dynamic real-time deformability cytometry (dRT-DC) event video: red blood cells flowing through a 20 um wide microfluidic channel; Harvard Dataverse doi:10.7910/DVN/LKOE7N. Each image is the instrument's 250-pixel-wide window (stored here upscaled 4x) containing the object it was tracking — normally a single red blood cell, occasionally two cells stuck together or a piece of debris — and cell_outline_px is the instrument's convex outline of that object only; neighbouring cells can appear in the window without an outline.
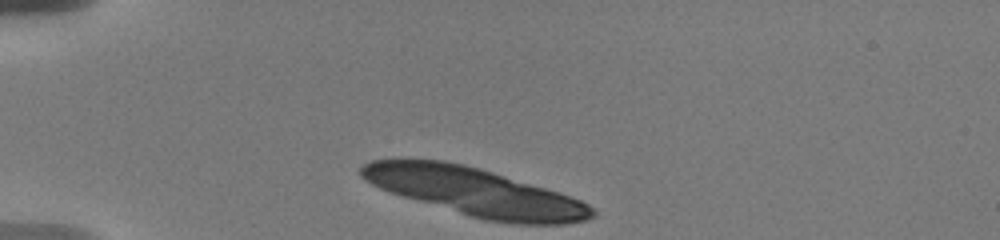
{"species": "human", "species_latin": "Homo sapiens", "temperature_condition": "warm", "stored_images_in_passage": 12, "camera_frame_rate_fps": 3000, "um_per_image_px": 0.085, "donor": {"sex": "male"}, "frame": {"image": 1, "passage_image": 1, "time_ms": 0.0, "image_size_px": [1000, 240], "cell_outline_px": [[596, 216], [588, 220], [568, 224], [512, 224], [484, 220], [388, 192], [364, 180], [360, 176], [360, 168], [364, 164], [372, 160], [444, 160], [464, 164], [480, 168], [544, 188], [580, 200], [588, 204], [596, 212]], "centroid_in_image_um": [40.39, 16.33], "position_along_channel_um": 44.6, "area_um2": 64.04}}
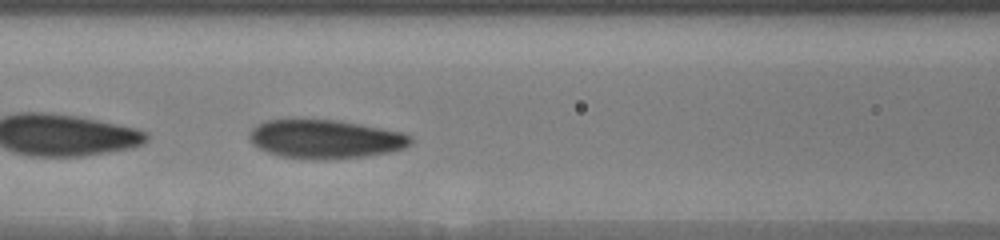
{"frame": {"image": 2, "passage_image": 7, "time_ms": 4.0, "image_size_px": [1000, 240], "cell_outline_px": [[412, 144], [404, 148], [388, 152], [364, 156], [312, 160], [308, 160], [280, 156], [268, 152], [252, 144], [248, 136], [248, 132], [256, 124], [264, 120], [340, 120], [400, 132], [412, 136]], "centroid_in_image_um": [27.61, 11.82], "position_along_channel_um": 139.0, "area_um2": 36.36}}
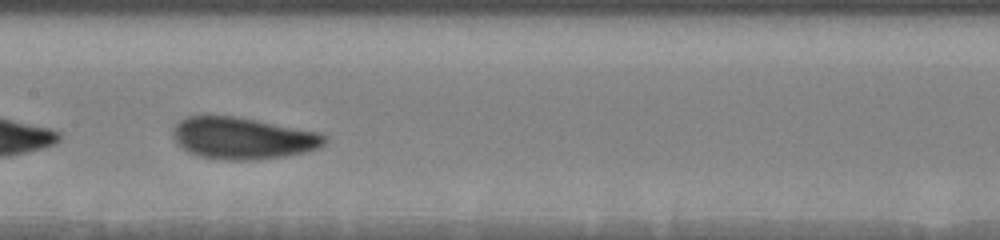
{"frame": {"image": 3, "passage_image": 11, "time_ms": 5.333, "image_size_px": [1000, 240], "cell_outline_px": [[328, 140], [320, 148], [288, 156], [256, 160], [224, 160], [196, 156], [180, 148], [176, 144], [172, 136], [172, 128], [180, 120], [188, 116], [236, 116], [324, 132], [328, 136]], "centroid_in_image_um": [20.66, 11.75], "position_along_channel_um": 186.7, "area_um2": 37.86}}